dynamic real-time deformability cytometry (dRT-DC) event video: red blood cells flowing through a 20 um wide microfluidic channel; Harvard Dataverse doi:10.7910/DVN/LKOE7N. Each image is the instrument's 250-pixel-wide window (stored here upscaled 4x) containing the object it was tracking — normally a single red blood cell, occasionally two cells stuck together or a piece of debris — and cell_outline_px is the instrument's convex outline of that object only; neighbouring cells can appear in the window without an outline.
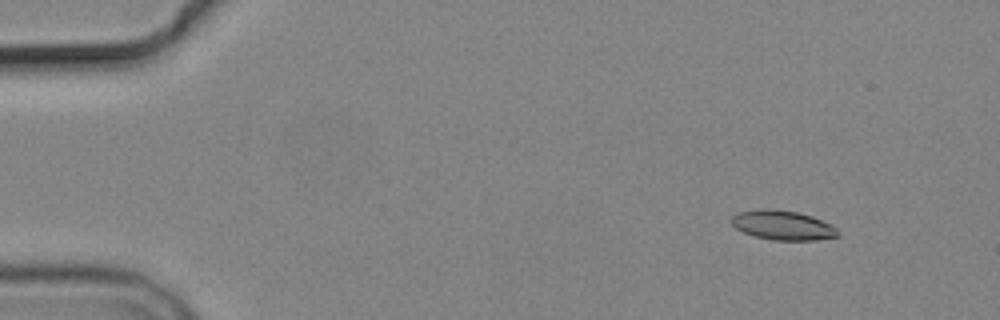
{"species": "common noctule bat (a hibernating species)", "species_latin": "Nyctalus noctula", "temperature_condition": "cold", "stored_images_in_passage": 5, "camera_frame_rate_fps": 3000, "um_per_image_px": 0.085, "animal": {"sex": "male", "body_mass_g": 19.2, "forearm_length_mm": 51.8}, "frame": {"image": 1, "passage_image": 2, "time_ms": 1.333, "image_size_px": [1000, 320], "cell_outline_px": [[840, 232], [836, 236], [816, 240], [772, 240], [756, 236], [744, 232], [736, 228], [732, 224], [732, 216], [740, 212], [760, 208], [768, 208], [796, 212], [812, 216], [832, 224]], "centroid_in_image_um": [66.55, 19.14], "position_along_channel_um": 18.5, "area_um2": 18.15}}
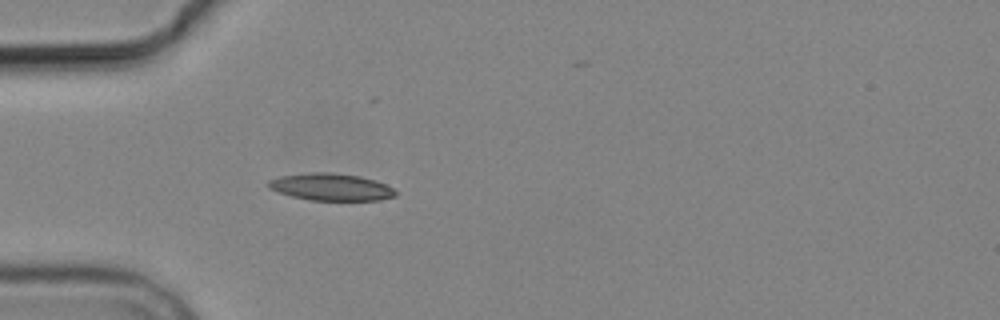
{"frame": {"image": 2, "passage_image": 4, "time_ms": 5.0, "image_size_px": [1000, 320], "cell_outline_px": [[396, 196], [380, 200], [312, 200], [292, 196], [268, 188], [264, 184], [268, 180], [280, 176], [312, 172], [328, 172], [360, 176], [384, 184], [392, 188], [396, 192]], "centroid_in_image_um": [28.09, 15.89], "position_along_channel_um": 56.9, "area_um2": 19.94}}